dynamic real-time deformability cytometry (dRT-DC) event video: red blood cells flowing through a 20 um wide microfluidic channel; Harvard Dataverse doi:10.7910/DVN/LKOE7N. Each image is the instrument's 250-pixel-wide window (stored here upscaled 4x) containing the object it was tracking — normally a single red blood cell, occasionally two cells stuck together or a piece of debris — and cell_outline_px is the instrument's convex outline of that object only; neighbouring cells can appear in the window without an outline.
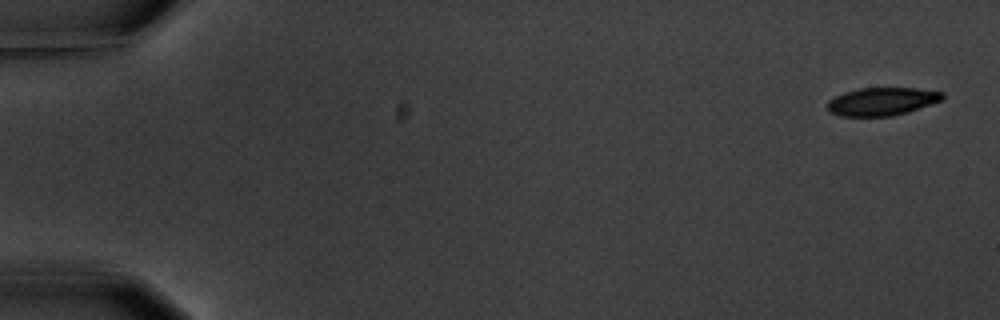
{"species": "common noctule bat (a hibernating species)", "species_latin": "Nyctalus noctula", "temperature_condition": "warm", "stored_images_in_passage": 6, "camera_frame_rate_fps": 3000, "um_per_image_px": 0.085, "animal": {"sex": "male", "body_mass_g": 20.1, "forearm_length_mm": 53.5}, "frame": {"image": 1, "passage_image": 1, "time_ms": 0.0, "image_size_px": [1000, 320], "cell_outline_px": [[944, 100], [908, 112], [892, 116], [840, 116], [828, 112], [828, 100], [844, 92], [860, 88], [916, 88], [944, 92]], "centroid_in_image_um": [74.99, 8.63], "position_along_channel_um": 10.0, "area_um2": 18.9}}
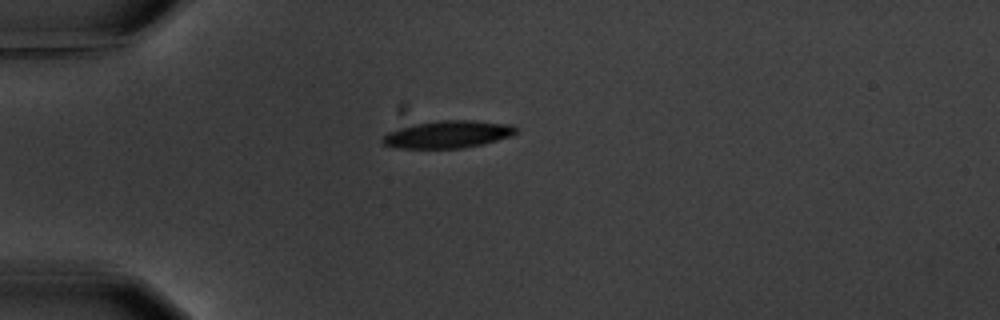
{"frame": {"image": 2, "passage_image": 5, "time_ms": 4.667, "image_size_px": [1000, 320], "cell_outline_px": [[520, 128], [512, 136], [484, 144], [464, 148], [400, 148], [384, 144], [380, 140], [388, 132], [412, 124], [440, 120], [472, 120], [512, 124]], "centroid_in_image_um": [38.13, 11.41], "position_along_channel_um": 46.9, "area_um2": 21.44}}